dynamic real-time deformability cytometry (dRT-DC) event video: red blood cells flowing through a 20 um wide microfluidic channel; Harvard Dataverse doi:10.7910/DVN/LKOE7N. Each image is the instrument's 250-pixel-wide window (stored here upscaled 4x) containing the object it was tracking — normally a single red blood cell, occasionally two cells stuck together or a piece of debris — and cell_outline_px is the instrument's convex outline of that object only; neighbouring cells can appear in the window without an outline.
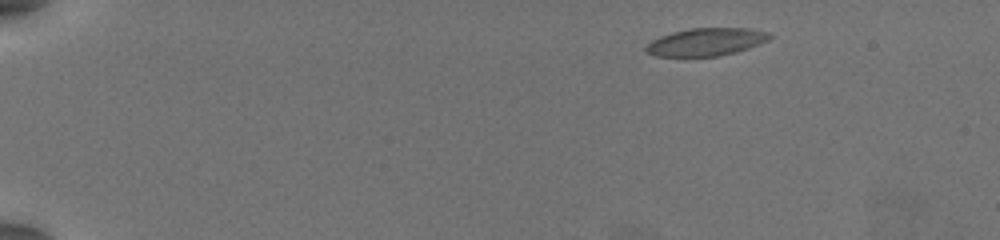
{"species": "common noctule bat (a hibernating species)", "species_latin": "Nyctalus noctula", "temperature_condition": "warm", "stored_images_in_passage": 48, "camera_frame_rate_fps": 3000, "um_per_image_px": 0.085, "animal": {"sex": "female", "body_mass_g": 19.5, "forearm_length_mm": 54.1}, "frame": {"image": 1, "passage_image": 1, "time_ms": 0.0, "image_size_px": [1000, 240], "cell_outline_px": [[772, 36], [768, 40], [760, 44], [736, 52], [720, 56], [656, 56], [648, 52], [644, 48], [652, 40], [660, 36], [672, 32], [692, 28], [748, 28], [768, 32]], "centroid_in_image_um": [60.04, 3.56], "position_along_channel_um": 25.0, "area_um2": 19.88}}
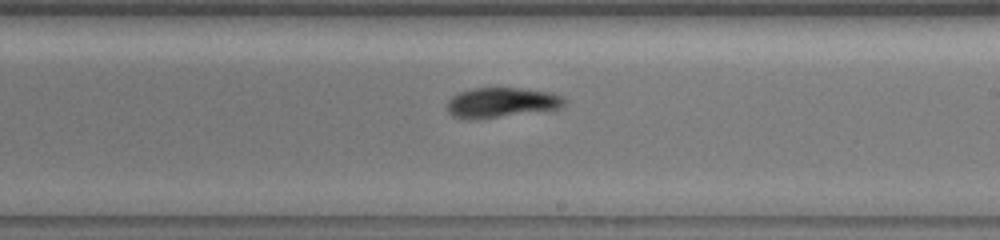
{"frame": {"image": 2, "passage_image": 28, "time_ms": 9.0, "image_size_px": [1000, 240], "cell_outline_px": [[564, 104], [560, 108], [476, 120], [464, 120], [452, 116], [448, 112], [448, 100], [452, 96], [460, 92], [472, 88], [520, 88], [552, 92], [560, 96], [564, 100]], "centroid_in_image_um": [42.56, 8.73], "position_along_channel_um": 246.4, "area_um2": 20.52}}
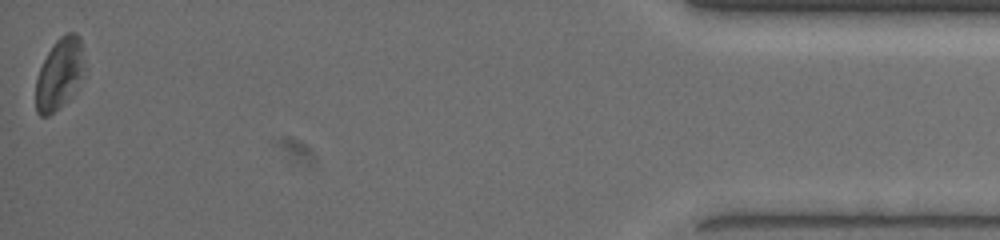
{"frame": {"image": 3, "passage_image": 48, "time_ms": 15.667, "image_size_px": [1000, 240], "cell_outline_px": [[80, 76], [76, 92], [48, 116], [40, 116], [36, 112], [36, 80], [40, 68], [48, 52], [56, 40], [60, 36], [68, 32], [76, 32], [80, 40]], "centroid_in_image_um": [4.98, 6.31], "position_along_channel_um": 430.2, "area_um2": 19.25}, "authors_computed_cell_mechanics": {"area_um2": 19.941, "velocity_mm_per_s": 3.8913, "shape_relaxation_time_tau1_ms": 2.1438, "shape_relaxation_time_tau2_ms": 2.287, "deformation_change_tau1": 0.1161, "deformation_change_tau2": 0.088}}